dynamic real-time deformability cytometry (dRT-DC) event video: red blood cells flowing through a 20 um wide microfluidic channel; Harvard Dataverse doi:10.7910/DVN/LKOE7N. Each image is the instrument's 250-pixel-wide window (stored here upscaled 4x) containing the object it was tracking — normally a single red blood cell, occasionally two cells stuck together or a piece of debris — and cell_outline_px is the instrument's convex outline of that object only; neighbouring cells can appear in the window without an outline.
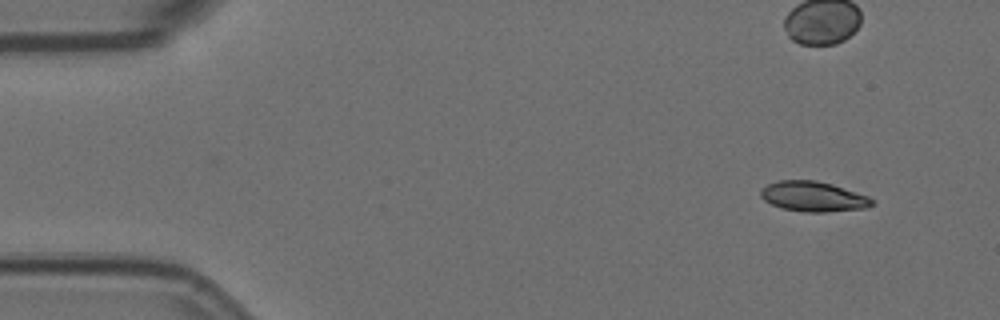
{"species": "Egyptian fruit bat (a non-hibernating species)", "species_latin": "Rousettus aegyptiacus", "temperature_condition": "room temperature", "stored_images_in_passage": 4, "camera_frame_rate_fps": 3000, "um_per_image_px": 0.085, "animal": {"sex": "female"}, "frame": {"image": 1, "passage_image": 1, "time_ms": 0.0, "image_size_px": [1000, 320], "cell_outline_px": [[876, 204], [868, 208], [828, 212], [804, 212], [784, 208], [772, 204], [764, 200], [760, 196], [760, 188], [768, 184], [780, 180], [816, 180], [832, 184], [868, 196], [876, 200]], "centroid_in_image_um": [69.17, 16.71], "position_along_channel_um": 15.8, "area_um2": 19.71}}